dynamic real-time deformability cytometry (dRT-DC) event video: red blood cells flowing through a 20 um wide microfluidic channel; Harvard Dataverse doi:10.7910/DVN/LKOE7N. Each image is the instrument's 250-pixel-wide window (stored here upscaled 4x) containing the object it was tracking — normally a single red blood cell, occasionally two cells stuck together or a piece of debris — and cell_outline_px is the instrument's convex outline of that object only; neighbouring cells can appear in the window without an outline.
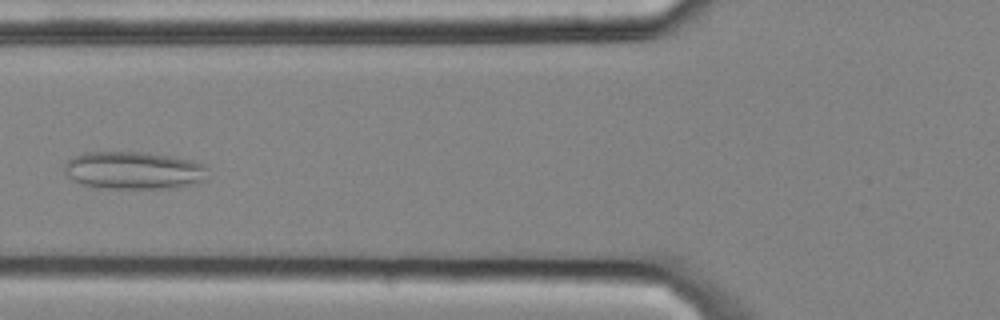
{"species": "common noctule bat (a hibernating species)", "species_latin": "Nyctalus noctula", "temperature_condition": "cold", "stored_images_in_passage": 5, "camera_frame_rate_fps": 3000, "um_per_image_px": 0.085, "animal": {"sex": "male", "body_mass_g": 20.4}, "frame": {"image": 1, "passage_image": 4, "time_ms": 1.0, "image_size_px": [1000, 320], "cell_outline_px": [[208, 168], [204, 180], [192, 184], [176, 188], [96, 188], [72, 180], [64, 172], [64, 164], [72, 156], [84, 152], [140, 152], [168, 156], [192, 160], [208, 164]], "centroid_in_image_um": [11.36, 14.48], "position_along_channel_um": 114.4, "area_um2": 31.67}}